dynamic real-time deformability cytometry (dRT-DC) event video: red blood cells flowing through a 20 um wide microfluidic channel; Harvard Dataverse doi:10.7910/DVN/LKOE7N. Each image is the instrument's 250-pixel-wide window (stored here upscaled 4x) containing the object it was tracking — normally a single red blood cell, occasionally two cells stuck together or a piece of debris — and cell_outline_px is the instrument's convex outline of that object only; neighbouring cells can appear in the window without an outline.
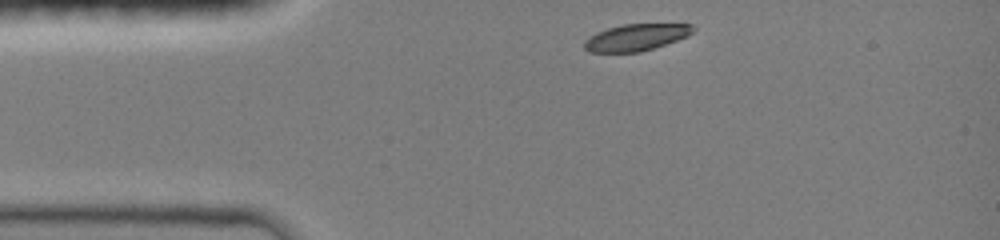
{"species": "common noctule bat (a hibernating species)", "species_latin": "Nyctalus noctula", "temperature_condition": "room temperature", "stored_images_in_passage": 36, "camera_frame_rate_fps": 3000, "um_per_image_px": 0.085, "animal": {"sex": "female", "body_mass_g": 19.0, "forearm_length_mm": 51.5}, "frame": {"image": 1, "passage_image": 1, "time_ms": 0.0, "image_size_px": [1000, 240], "cell_outline_px": [[696, 28], [688, 36], [640, 52], [588, 52], [584, 48], [584, 40], [596, 32], [608, 28], [624, 24], [692, 24]], "centroid_in_image_um": [54.05, 3.17], "position_along_channel_um": 31.0, "area_um2": 16.82}}
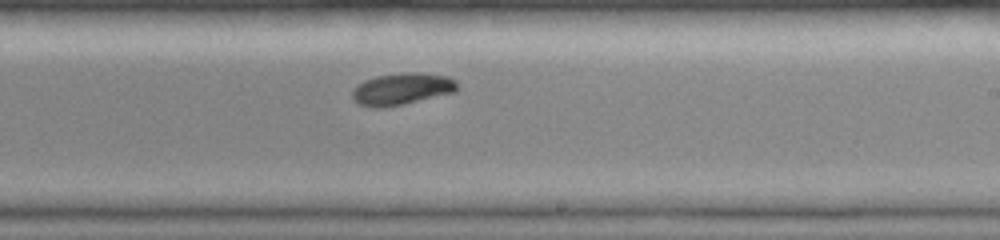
{"frame": {"image": 2, "passage_image": 20, "time_ms": 6.333, "image_size_px": [1000, 240], "cell_outline_px": [[456, 92], [404, 104], [376, 108], [360, 104], [352, 96], [352, 92], [364, 80], [376, 76], [408, 72], [420, 72], [448, 76], [456, 80]], "centroid_in_image_um": [34.21, 7.55], "position_along_channel_um": 254.8, "area_um2": 19.25}}
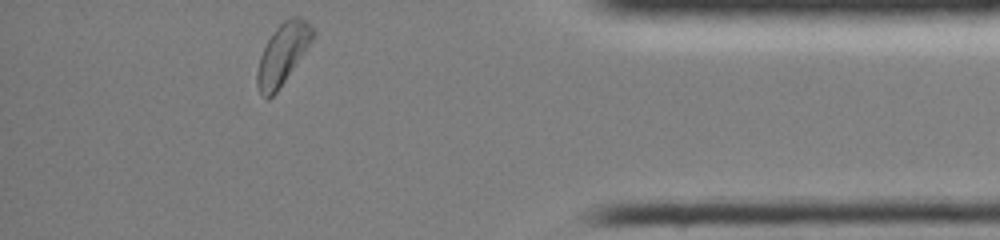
{"frame": {"image": 3, "passage_image": 36, "time_ms": 10.667, "image_size_px": [1000, 240], "cell_outline_px": [[316, 32], [312, 40], [304, 52], [276, 92], [268, 100], [264, 100], [256, 84], [256, 72], [260, 56], [272, 32], [284, 20], [292, 16], [300, 16]], "centroid_in_image_um": [23.99, 4.6], "position_along_channel_um": 411.2, "area_um2": 19.36}, "authors_computed_cell_mechanics": {"area_um2": 19.074, "velocity_mm_per_s": 4.161, "shape_relaxation_time_tau1_ms": 3.2173, "shape_relaxation_time_tau2_ms": null, "deformation_change_tau1": 0.1348, "deformation_change_tau2": null}}